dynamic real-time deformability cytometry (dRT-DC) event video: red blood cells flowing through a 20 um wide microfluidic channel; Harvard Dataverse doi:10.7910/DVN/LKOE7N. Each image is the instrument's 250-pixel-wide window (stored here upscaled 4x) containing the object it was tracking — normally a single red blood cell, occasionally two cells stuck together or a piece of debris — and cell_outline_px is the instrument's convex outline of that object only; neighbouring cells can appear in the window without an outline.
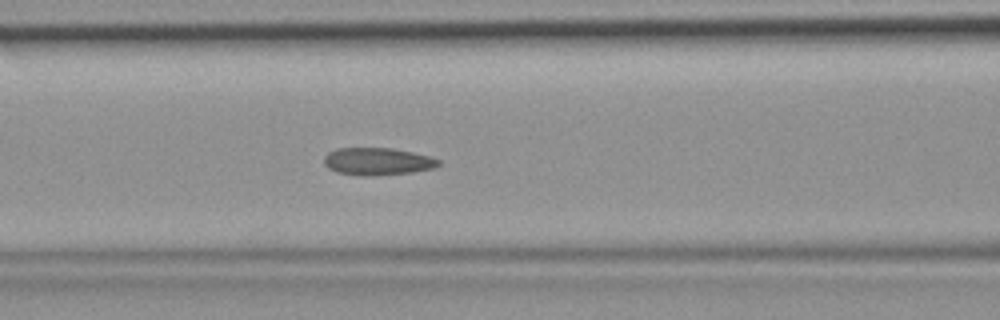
{"species": "common noctule bat (a hibernating species)", "species_latin": "Nyctalus noctula", "temperature_condition": "room temperature", "stored_images_in_passage": 39, "camera_frame_rate_fps": 3000, "um_per_image_px": 0.085, "animal": {"sex": "female", "body_mass_g": 19.9}, "frame": {"image": 1, "passage_image": 12, "time_ms": 3.667, "image_size_px": [1000, 320], "cell_outline_px": [[440, 164], [436, 168], [412, 172], [368, 176], [364, 176], [336, 172], [328, 168], [324, 164], [324, 156], [328, 152], [336, 148], [392, 148], [432, 156], [440, 160]], "centroid_in_image_um": [32.1, 13.72], "position_along_channel_um": 134.5, "area_um2": 18.44}}